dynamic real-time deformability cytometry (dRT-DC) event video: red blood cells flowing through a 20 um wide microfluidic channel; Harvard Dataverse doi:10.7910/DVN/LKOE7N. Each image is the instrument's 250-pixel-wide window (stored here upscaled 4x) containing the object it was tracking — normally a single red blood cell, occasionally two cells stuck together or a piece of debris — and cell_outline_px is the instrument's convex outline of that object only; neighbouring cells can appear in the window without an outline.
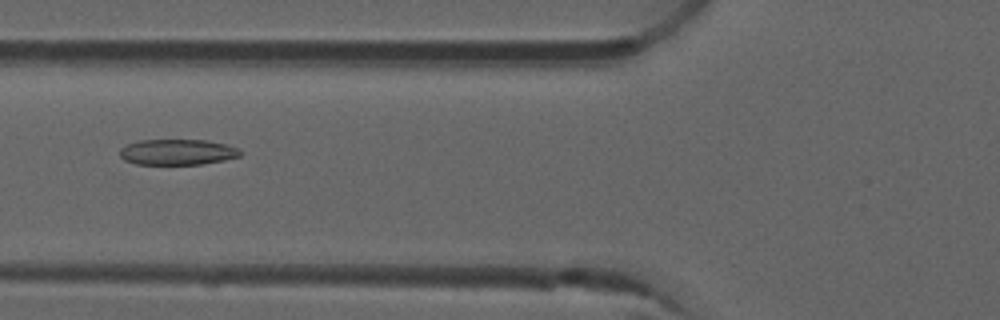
{"species": "common noctule bat (a hibernating species)", "species_latin": "Nyctalus noctula", "temperature_condition": "room temperature", "stored_images_in_passage": 49, "camera_frame_rate_fps": 3000, "um_per_image_px": 0.085, "animal": {"sex": "male", "forearm_length_mm": 52.5}, "frame": {"image": 1, "passage_image": 17, "time_ms": 5.333, "image_size_px": [1000, 320], "cell_outline_px": [[244, 152], [240, 156], [224, 160], [200, 164], [136, 164], [124, 160], [120, 156], [120, 148], [128, 144], [140, 140], [208, 140], [228, 144], [240, 148]], "centroid_in_image_um": [15.13, 12.92], "position_along_channel_um": 110.7, "area_um2": 18.21}}
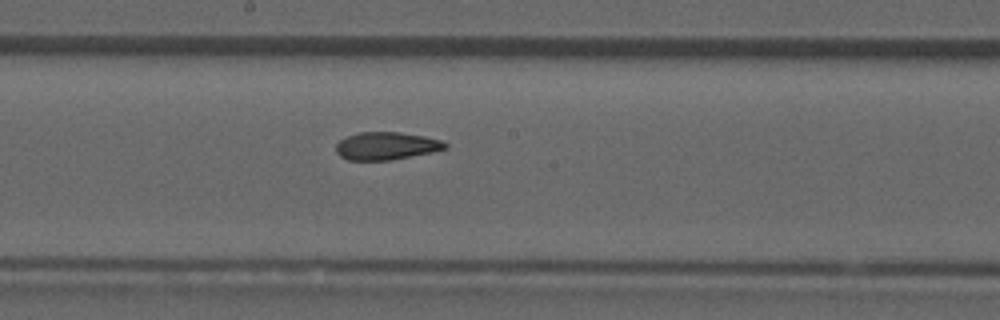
{"frame": {"image": 2, "passage_image": 25, "time_ms": 8.0, "image_size_px": [1000, 320], "cell_outline_px": [[448, 148], [432, 152], [392, 160], [348, 160], [340, 156], [336, 152], [336, 144], [340, 140], [348, 136], [360, 132], [400, 132], [424, 136], [440, 140], [448, 144]], "centroid_in_image_um": [32.84, 12.4], "position_along_channel_um": 215.4, "area_um2": 17.63}}
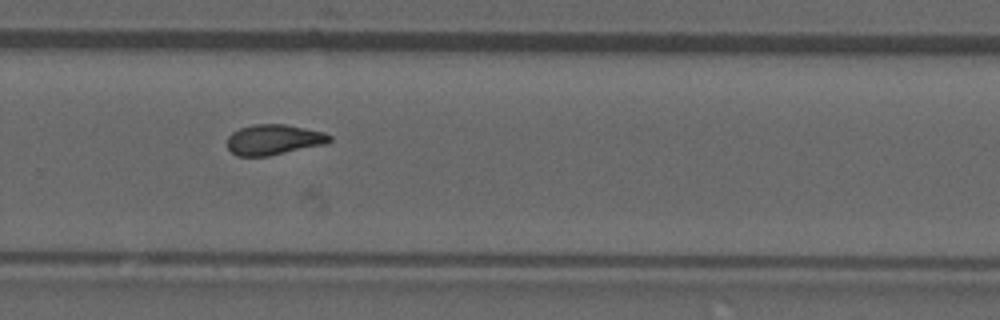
{"frame": {"image": 3, "passage_image": 32, "time_ms": 10.333, "image_size_px": [1000, 320], "cell_outline_px": [[332, 140], [328, 144], [268, 156], [236, 156], [228, 148], [228, 136], [232, 132], [240, 128], [256, 124], [284, 124], [324, 132], [332, 136]], "centroid_in_image_um": [23.3, 11.88], "position_along_channel_um": 306.5, "area_um2": 18.21}, "authors_computed_cell_mechanics": {"area_um2": 18.3226, "velocity_mm_per_s": 3.9198, "shape_relaxation_time_tau1_ms": null, "shape_relaxation_time_tau2_ms": 2.1404, "deformation_change_tau1": null, "deformation_change_tau2": 0.0861}}